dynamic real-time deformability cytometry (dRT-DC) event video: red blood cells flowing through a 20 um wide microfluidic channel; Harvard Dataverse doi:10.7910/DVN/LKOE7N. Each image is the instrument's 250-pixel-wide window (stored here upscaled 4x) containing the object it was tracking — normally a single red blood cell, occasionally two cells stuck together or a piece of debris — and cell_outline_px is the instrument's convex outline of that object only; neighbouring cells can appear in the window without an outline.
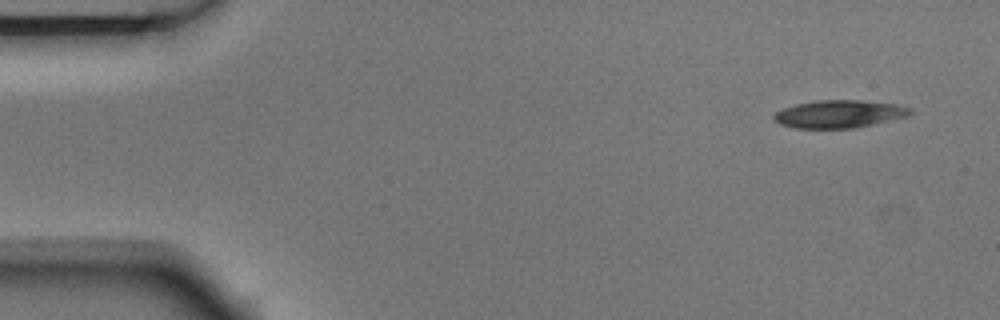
{"species": "Egyptian fruit bat (a non-hibernating species)", "species_latin": "Rousettus aegyptiacus", "temperature_condition": "room temperature", "stored_images_in_passage": 4, "camera_frame_rate_fps": 3000, "um_per_image_px": 0.085, "animal": {"sex": "male"}, "frame": {"image": 1, "passage_image": 1, "time_ms": 0.0, "image_size_px": [1000, 320], "cell_outline_px": [[912, 112], [908, 116], [856, 128], [796, 128], [780, 124], [772, 120], [772, 116], [776, 112], [784, 108], [796, 104], [816, 100], [860, 100], [896, 104], [912, 108]], "centroid_in_image_um": [71.32, 9.69], "position_along_channel_um": 13.7, "area_um2": 22.08}}
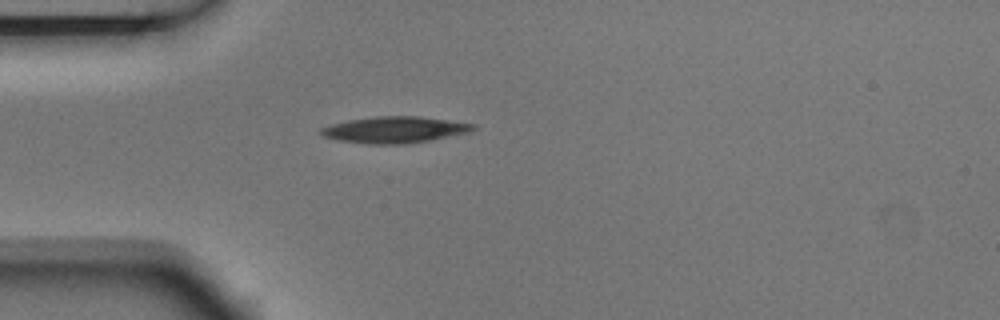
{"frame": {"image": 2, "passage_image": 4, "time_ms": 1.0, "image_size_px": [1000, 320], "cell_outline_px": [[476, 128], [468, 132], [428, 140], [400, 144], [368, 144], [340, 140], [320, 136], [320, 128], [332, 124], [348, 120], [376, 116], [420, 116], [476, 124]], "centroid_in_image_um": [33.51, 11.02], "position_along_channel_um": 51.5, "area_um2": 23.18}}